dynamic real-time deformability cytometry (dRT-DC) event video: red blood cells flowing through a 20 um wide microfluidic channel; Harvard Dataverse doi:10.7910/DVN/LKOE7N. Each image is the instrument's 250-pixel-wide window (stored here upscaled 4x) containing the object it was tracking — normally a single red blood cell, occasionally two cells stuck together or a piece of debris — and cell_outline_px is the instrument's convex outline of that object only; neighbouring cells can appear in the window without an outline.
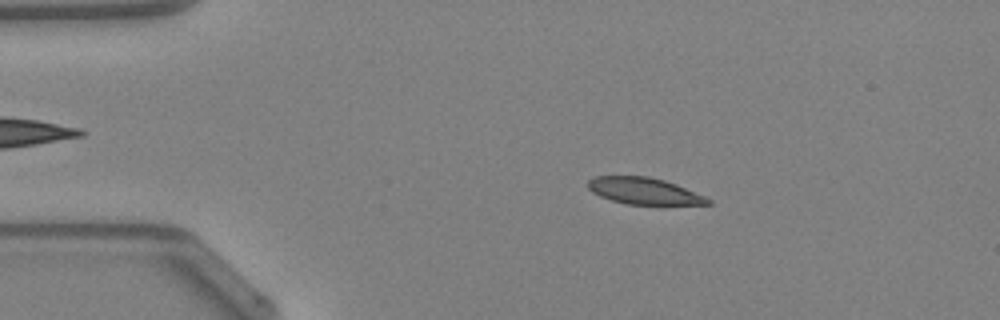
{"species": "Egyptian fruit bat (a non-hibernating species)", "species_latin": "Rousettus aegyptiacus", "temperature_condition": "warm", "stored_images_in_passage": 48, "camera_frame_rate_fps": 3000, "um_per_image_px": 0.085, "animal": {"sex": "female"}, "frame": {"image": 1, "passage_image": 9, "time_ms": 2.667, "image_size_px": [1000, 320], "cell_outline_px": [[712, 204], [628, 204], [612, 200], [600, 196], [592, 192], [588, 188], [588, 180], [596, 176], [648, 176], [664, 180], [676, 184], [704, 196], [712, 200]], "centroid_in_image_um": [54.73, 16.22], "position_along_channel_um": 30.3, "area_um2": 18.38}}
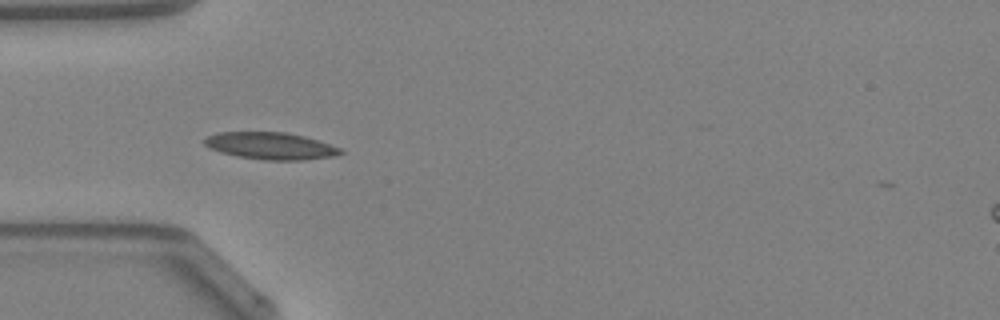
{"frame": {"image": 2, "passage_image": 15, "time_ms": 4.667, "image_size_px": [1000, 320], "cell_outline_px": [[344, 152], [336, 156], [304, 160], [264, 160], [236, 156], [220, 152], [208, 148], [204, 144], [204, 140], [208, 136], [220, 132], [284, 132], [304, 136], [340, 148]], "centroid_in_image_um": [22.99, 12.41], "position_along_channel_um": 62.0, "area_um2": 21.39}}
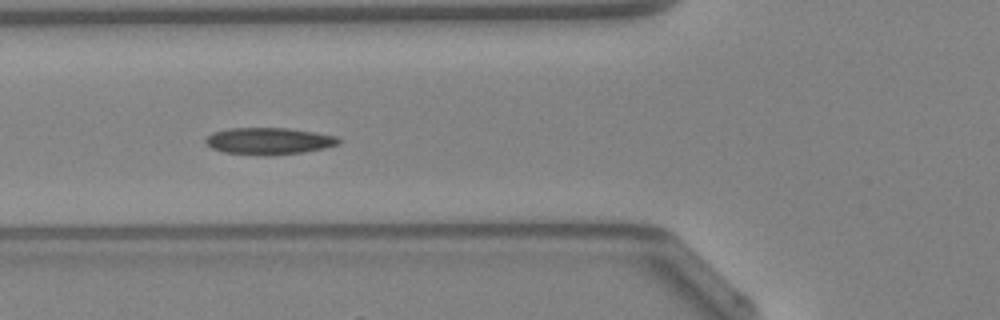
{"frame": {"image": 3, "passage_image": 18, "time_ms": 5.667, "image_size_px": [1000, 320], "cell_outline_px": [[340, 144], [324, 148], [304, 152], [264, 156], [224, 152], [212, 148], [204, 140], [212, 132], [228, 128], [288, 128], [316, 132], [340, 136]], "centroid_in_image_um": [22.89, 11.98], "position_along_channel_um": 102.9, "area_um2": 20.98}, "authors_computed_cell_mechanics": {"area_um2": 19.6231, "velocity_mm_per_s": 4.2494, "shape_relaxation_time_tau1_ms": 7.7262, "shape_relaxation_time_tau2_ms": null, "deformation_change_tau1": 0.1569, "deformation_change_tau2": null}}